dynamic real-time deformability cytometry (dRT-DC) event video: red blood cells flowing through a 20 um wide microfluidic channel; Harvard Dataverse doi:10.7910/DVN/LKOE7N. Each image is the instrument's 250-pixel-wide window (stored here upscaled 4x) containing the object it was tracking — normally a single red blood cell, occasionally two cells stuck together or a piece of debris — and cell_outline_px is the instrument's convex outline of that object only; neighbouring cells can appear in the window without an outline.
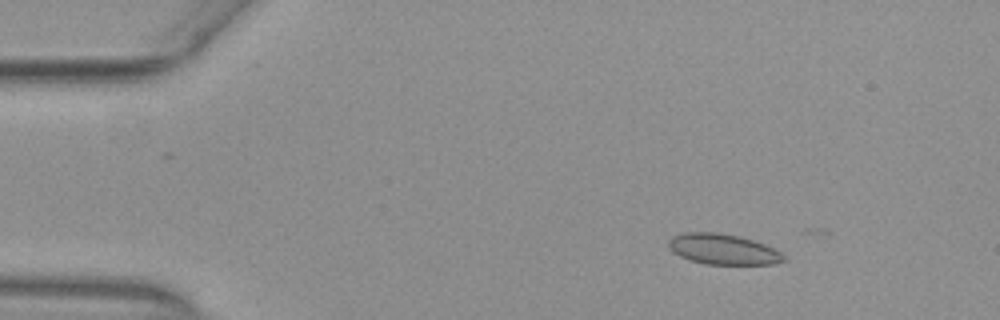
{"species": "common noctule bat (a hibernating species)", "species_latin": "Nyctalus noctula", "temperature_condition": "warm", "stored_images_in_passage": 9, "camera_frame_rate_fps": 3000, "um_per_image_px": 0.085, "animal": {"sex": "female", "body_mass_g": 29.2, "forearm_length_mm": 56.3}, "frame": {"image": 1, "passage_image": 7, "time_ms": 2.0, "image_size_px": [1000, 320], "cell_outline_px": [[788, 260], [772, 264], [704, 264], [688, 260], [672, 252], [668, 248], [668, 240], [672, 236], [684, 232], [720, 232], [740, 236], [776, 248]], "centroid_in_image_um": [61.43, 21.18], "position_along_channel_um": 23.6, "area_um2": 20.81}}